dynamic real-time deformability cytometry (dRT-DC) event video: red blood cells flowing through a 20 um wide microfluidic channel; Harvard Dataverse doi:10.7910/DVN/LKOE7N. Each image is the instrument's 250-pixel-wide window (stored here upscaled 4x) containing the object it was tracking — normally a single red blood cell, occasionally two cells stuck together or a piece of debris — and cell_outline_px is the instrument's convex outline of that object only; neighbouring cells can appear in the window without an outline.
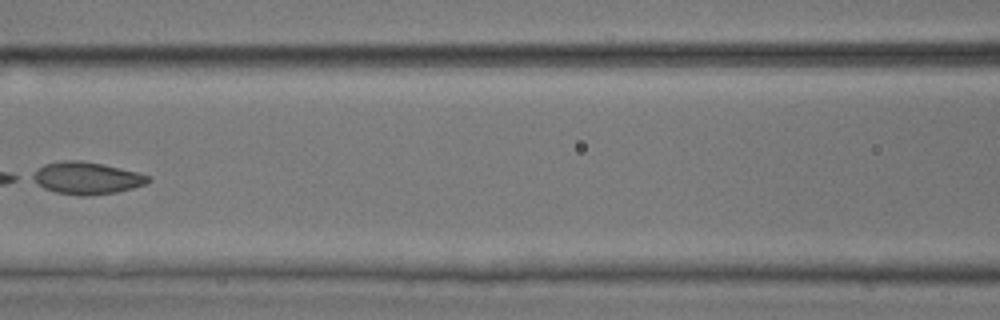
{"species": "common noctule bat (a hibernating species)", "species_latin": "Nyctalus noctula", "temperature_condition": "room temperature", "stored_images_in_passage": 8, "camera_frame_rate_fps": 3000, "um_per_image_px": 0.085, "animal": {"sex": "male", "body_mass_g": 17.9, "forearm_length_mm": 54.2}, "frame": {"image": 1, "passage_image": 7, "time_ms": 2.0, "image_size_px": [1000, 320], "cell_outline_px": [[152, 180], [144, 184], [132, 188], [116, 192], [84, 196], [80, 196], [56, 192], [44, 188], [32, 180], [28, 176], [44, 164], [64, 160], [80, 160], [100, 164], [136, 172], [152, 176]], "centroid_in_image_um": [7.33, 15.14], "position_along_channel_um": 159.3, "area_um2": 21.56}}
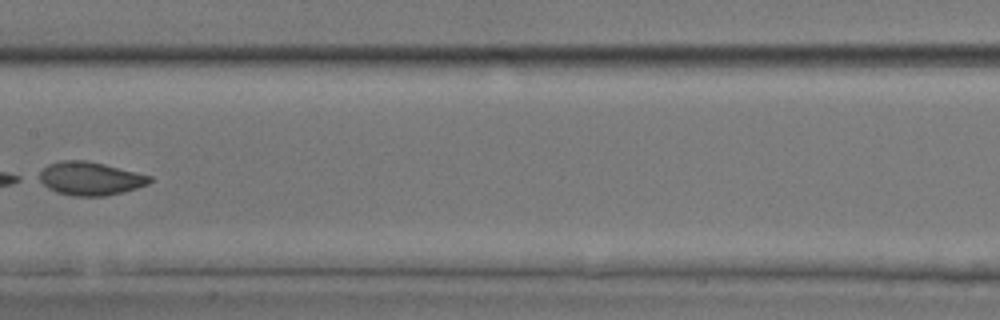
{"frame": {"image": 2, "passage_image": 8, "time_ms": 2.333, "image_size_px": [1000, 320], "cell_outline_px": [[152, 180], [148, 184], [124, 192], [104, 196], [72, 196], [56, 192], [48, 188], [36, 180], [32, 176], [48, 164], [60, 160], [84, 160], [104, 164], [152, 176]], "centroid_in_image_um": [7.57, 15.17], "position_along_channel_um": 199.8, "area_um2": 21.91}}